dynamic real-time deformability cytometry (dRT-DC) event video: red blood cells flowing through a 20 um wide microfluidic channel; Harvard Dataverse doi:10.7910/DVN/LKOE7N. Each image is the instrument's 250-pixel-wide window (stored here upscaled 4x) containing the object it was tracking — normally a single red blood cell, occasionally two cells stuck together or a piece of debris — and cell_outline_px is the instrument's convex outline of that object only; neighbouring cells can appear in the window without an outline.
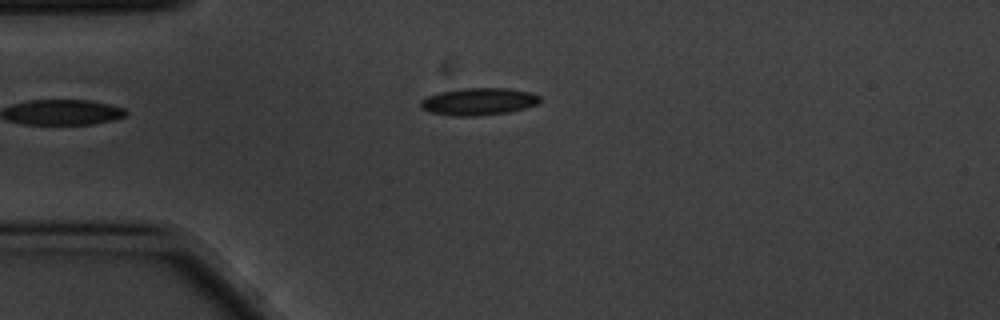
{"species": "common noctule bat (a hibernating species)", "species_latin": "Nyctalus noctula", "temperature_condition": "cold", "stored_images_in_passage": 4, "camera_frame_rate_fps": 3000, "um_per_image_px": 0.085, "animal": {"sex": "male", "body_mass_g": 20.1, "forearm_length_mm": 53.5}, "frame": {"image": 1, "passage_image": 4, "time_ms": 1.0, "image_size_px": [1000, 320], "cell_outline_px": [[540, 100], [536, 104], [524, 108], [508, 112], [476, 116], [452, 116], [428, 112], [420, 108], [420, 100], [428, 96], [440, 92], [460, 88], [508, 88], [532, 92], [540, 96]], "centroid_in_image_um": [40.65, 8.63], "position_along_channel_um": 44.4, "area_um2": 19.07}}